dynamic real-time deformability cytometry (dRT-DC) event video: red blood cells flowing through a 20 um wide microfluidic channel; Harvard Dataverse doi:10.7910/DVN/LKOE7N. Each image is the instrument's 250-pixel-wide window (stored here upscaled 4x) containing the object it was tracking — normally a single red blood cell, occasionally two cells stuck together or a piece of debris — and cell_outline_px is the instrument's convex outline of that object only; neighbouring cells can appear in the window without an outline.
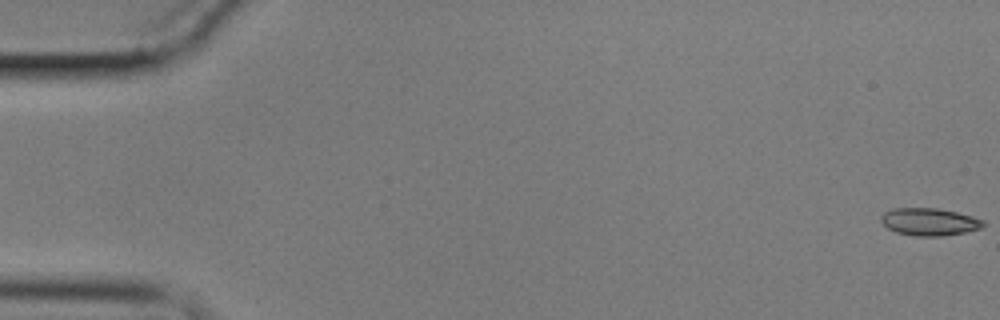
{"species": "common noctule bat (a hibernating species)", "species_latin": "Nyctalus noctula", "temperature_condition": "cold", "stored_images_in_passage": 59, "camera_frame_rate_fps": 3000, "um_per_image_px": 0.085, "animal": {"sex": "male", "body_mass_g": 17.9}, "frame": {"image": 1, "passage_image": 1, "time_ms": 0.0, "image_size_px": [1000, 320], "cell_outline_px": [[984, 224], [980, 228], [964, 232], [940, 236], [916, 236], [896, 232], [888, 228], [880, 220], [880, 216], [884, 212], [892, 208], [936, 208], [956, 212], [972, 216], [984, 220]], "centroid_in_image_um": [78.96, 18.84], "position_along_channel_um": 6.0, "area_um2": 16.24}}
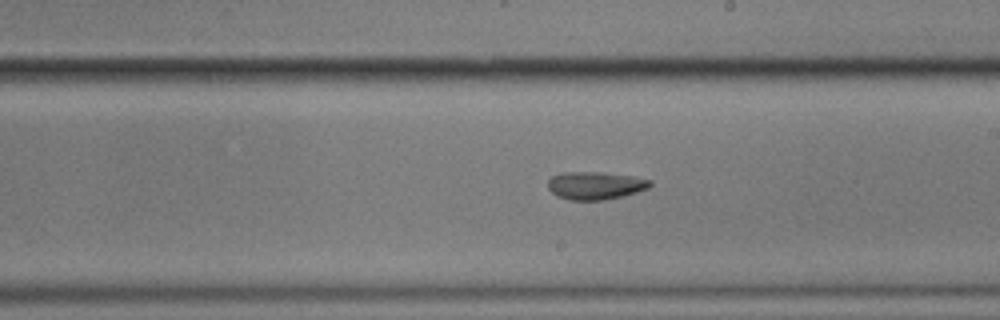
{"frame": {"image": 2, "passage_image": 34, "time_ms": 11.0, "image_size_px": [1000, 320], "cell_outline_px": [[652, 184], [648, 188], [636, 192], [620, 196], [600, 200], [568, 200], [556, 196], [548, 188], [548, 180], [552, 176], [560, 172], [600, 172], [632, 176], [652, 180]], "centroid_in_image_um": [50.56, 15.76], "position_along_channel_um": 238.4, "area_um2": 16.53}}
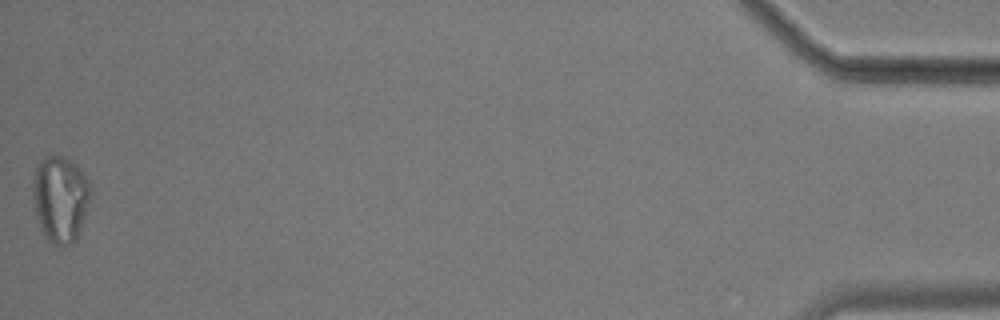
{"frame": {"image": 3, "passage_image": 59, "time_ms": 19.333, "image_size_px": [1000, 320], "cell_outline_px": [[88, 200], [84, 216], [76, 240], [72, 244], [60, 248], [52, 244], [44, 236], [36, 216], [32, 188], [32, 184], [36, 164], [44, 156], [56, 152], [72, 160], [80, 168], [88, 180]], "centroid_in_image_um": [5.08, 16.87], "position_along_channel_um": 430.1, "area_um2": 29.3}}